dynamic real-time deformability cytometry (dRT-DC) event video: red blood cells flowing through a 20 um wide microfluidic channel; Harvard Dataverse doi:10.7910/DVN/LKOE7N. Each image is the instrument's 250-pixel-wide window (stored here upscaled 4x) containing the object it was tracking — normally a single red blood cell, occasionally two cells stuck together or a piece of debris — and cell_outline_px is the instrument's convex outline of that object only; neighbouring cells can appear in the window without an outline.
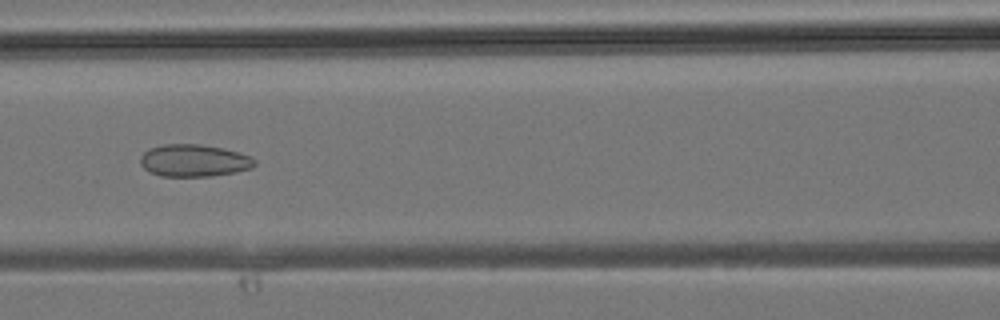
{"species": "common noctule bat (a hibernating species)", "species_latin": "Nyctalus noctula", "temperature_condition": "room temperature", "stored_images_in_passage": 17, "camera_frame_rate_fps": 3000, "um_per_image_px": 0.085, "animal": {"sex": "male", "body_mass_g": 19.2, "forearm_length_mm": 51.8}, "frame": {"image": 1, "passage_image": 6, "time_ms": 1.667, "image_size_px": [1000, 320], "cell_outline_px": [[256, 164], [252, 168], [236, 172], [212, 176], [160, 176], [144, 168], [140, 164], [140, 156], [148, 148], [164, 144], [200, 144], [224, 148], [248, 156], [256, 160]], "centroid_in_image_um": [16.47, 13.64], "position_along_channel_um": 150.1, "area_um2": 21.5}}
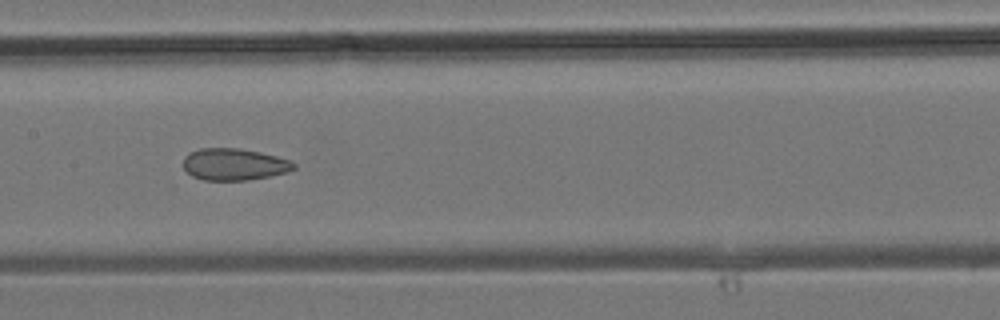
{"frame": {"image": 2, "passage_image": 8, "time_ms": 2.333, "image_size_px": [1000, 320], "cell_outline_px": [[296, 168], [288, 172], [248, 180], [204, 180], [192, 176], [184, 168], [184, 156], [188, 152], [200, 148], [240, 148], [260, 152], [276, 156], [288, 160], [296, 164]], "centroid_in_image_um": [19.89, 13.96], "position_along_channel_um": 187.5, "area_um2": 20.52}}